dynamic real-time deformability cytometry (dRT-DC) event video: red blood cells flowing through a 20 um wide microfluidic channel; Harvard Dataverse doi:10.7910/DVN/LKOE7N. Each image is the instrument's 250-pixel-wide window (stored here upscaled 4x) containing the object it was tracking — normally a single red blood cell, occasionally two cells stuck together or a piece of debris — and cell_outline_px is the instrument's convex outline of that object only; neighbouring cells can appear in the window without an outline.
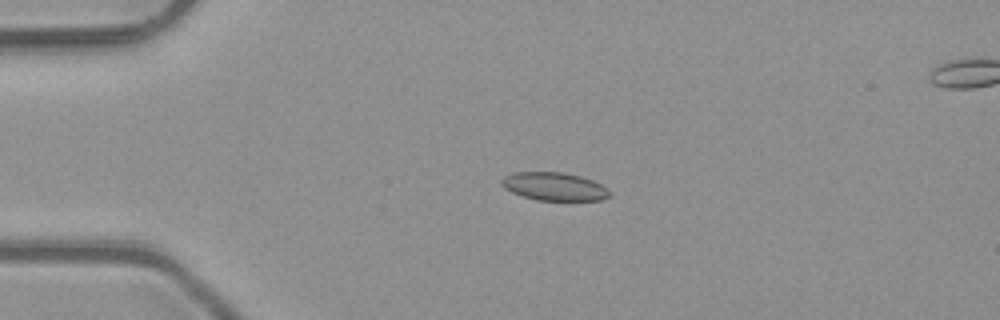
{"species": "common noctule bat (a hibernating species)", "species_latin": "Nyctalus noctula", "temperature_condition": "room temperature", "stored_images_in_passage": 4, "camera_frame_rate_fps": 3000, "um_per_image_px": 0.085, "animal": {"sex": "male", "body_mass_g": 23.1, "forearm_length_mm": 52.7}, "frame": {"image": 1, "passage_image": 2, "time_ms": 0.333, "image_size_px": [1000, 320], "cell_outline_px": [[612, 196], [600, 200], [536, 200], [512, 192], [504, 188], [500, 184], [500, 180], [504, 176], [516, 172], [564, 172], [580, 176], [592, 180], [608, 188], [612, 192]], "centroid_in_image_um": [47.13, 15.85], "position_along_channel_um": 37.9, "area_um2": 17.8}}